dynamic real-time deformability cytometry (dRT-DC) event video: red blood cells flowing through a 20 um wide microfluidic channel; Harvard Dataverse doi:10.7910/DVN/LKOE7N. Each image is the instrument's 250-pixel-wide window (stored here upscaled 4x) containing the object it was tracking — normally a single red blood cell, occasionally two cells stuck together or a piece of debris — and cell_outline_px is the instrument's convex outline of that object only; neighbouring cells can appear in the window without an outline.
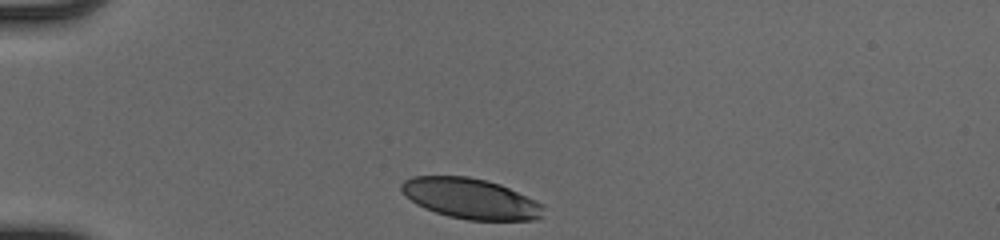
{"species": "human", "species_latin": "Homo sapiens", "temperature_condition": "cold", "stored_images_in_passage": 31, "camera_frame_rate_fps": 3000, "um_per_image_px": 0.085, "donor": {"sex": "male"}, "frame": {"image": 1, "passage_image": 1, "time_ms": 0.0, "image_size_px": [1000, 240], "cell_outline_px": [[544, 208], [540, 216], [536, 220], [468, 220], [448, 216], [424, 208], [416, 204], [400, 188], [400, 184], [404, 180], [412, 176], [468, 176], [500, 184], [536, 200], [544, 204]], "centroid_in_image_um": [40.01, 16.88], "position_along_channel_um": 45.0, "area_um2": 33.35}}
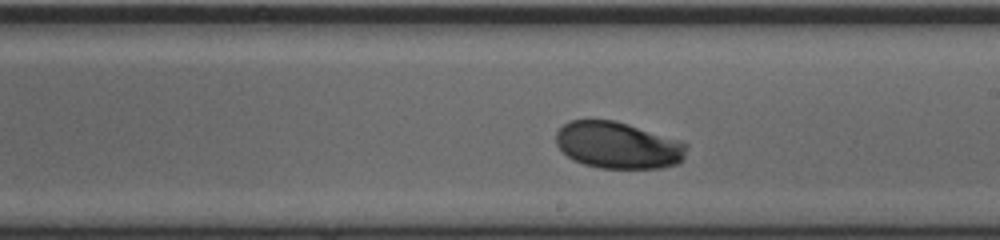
{"frame": {"image": 2, "passage_image": 18, "time_ms": 5.667, "image_size_px": [1000, 240], "cell_outline_px": [[688, 144], [684, 160], [680, 164], [660, 168], [600, 168], [584, 164], [568, 156], [556, 144], [556, 132], [564, 124], [572, 120], [616, 120], [680, 140]], "centroid_in_image_um": [52.58, 12.35], "position_along_channel_um": 236.4, "area_um2": 35.66}}
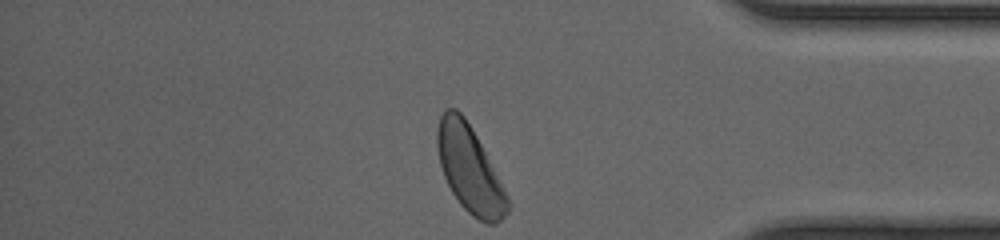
{"frame": {"image": 3, "passage_image": 31, "time_ms": 10.0, "image_size_px": [1000, 240], "cell_outline_px": [[512, 204], [508, 212], [496, 224], [488, 224], [472, 216], [460, 204], [452, 192], [444, 176], [440, 164], [436, 144], [436, 128], [440, 116], [444, 108], [456, 108], [464, 116], [472, 128], [508, 196]], "centroid_in_image_um": [39.91, 14.38], "position_along_channel_um": 395.3, "area_um2": 35.37}, "authors_computed_cell_mechanics": {"area_um2": 35.3736, "velocity_mm_per_s": 4.0779, "shape_relaxation_time_tau1_ms": 1.7775, "shape_relaxation_time_tau2_ms": null, "deformation_change_tau1": 0.1212, "deformation_change_tau2": null}}